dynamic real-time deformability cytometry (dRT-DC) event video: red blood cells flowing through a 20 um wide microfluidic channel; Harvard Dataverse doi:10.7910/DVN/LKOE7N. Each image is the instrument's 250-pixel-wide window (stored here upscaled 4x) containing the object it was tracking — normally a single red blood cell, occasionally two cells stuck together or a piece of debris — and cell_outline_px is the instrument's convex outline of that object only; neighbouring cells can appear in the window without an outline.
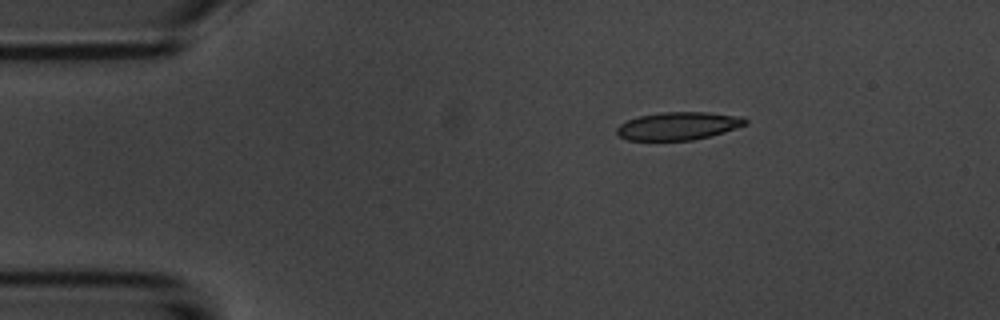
{"species": "common noctule bat (a hibernating species)", "species_latin": "Nyctalus noctula", "temperature_condition": "room temperature", "stored_images_in_passage": 46, "camera_frame_rate_fps": 3000, "um_per_image_px": 0.085, "animal": {"sex": "male", "body_mass_g": 20.1, "forearm_length_mm": 53.5}, "frame": {"image": 1, "passage_image": 1, "time_ms": 0.0, "image_size_px": [1000, 320], "cell_outline_px": [[748, 124], [724, 132], [692, 140], [628, 140], [620, 136], [616, 132], [616, 128], [620, 124], [628, 120], [640, 116], [664, 112], [708, 112], [744, 116], [748, 120]], "centroid_in_image_um": [57.7, 10.7], "position_along_channel_um": 27.3, "area_um2": 20.87}}
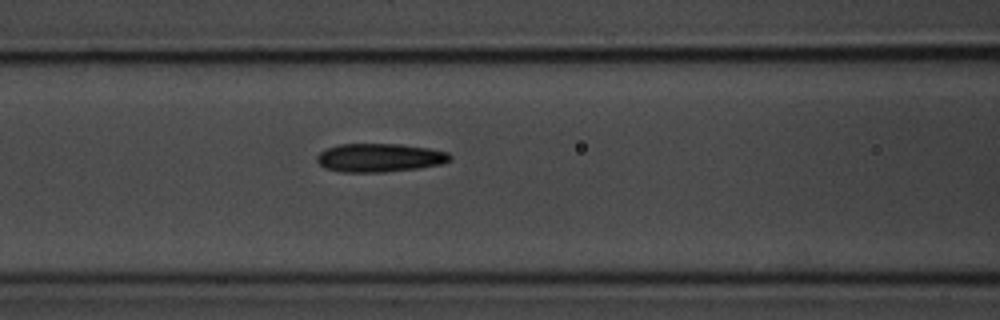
{"frame": {"image": 2, "passage_image": 14, "time_ms": 4.333, "image_size_px": [1000, 320], "cell_outline_px": [[452, 156], [448, 160], [440, 164], [416, 168], [384, 172], [340, 172], [324, 168], [316, 160], [316, 156], [320, 152], [328, 148], [340, 144], [400, 144], [428, 148], [448, 152]], "centroid_in_image_um": [32.22, 13.4], "position_along_channel_um": 134.4, "area_um2": 21.96}}
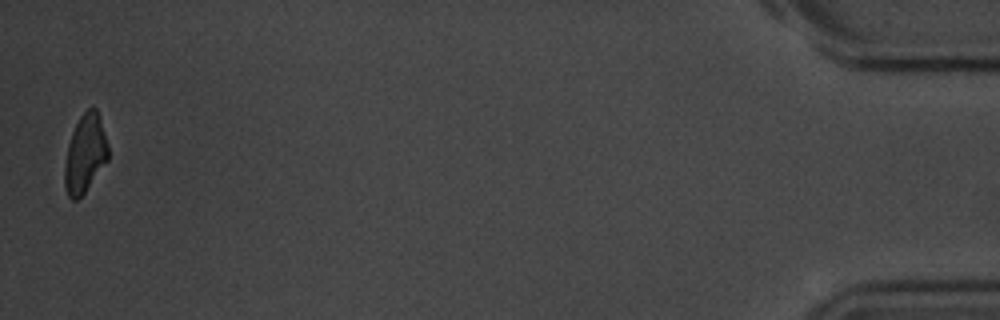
{"frame": {"image": 3, "passage_image": 45, "time_ms": 14.667, "image_size_px": [1000, 320], "cell_outline_px": [[108, 160], [84, 192], [76, 200], [72, 200], [68, 196], [64, 188], [64, 168], [68, 144], [72, 132], [80, 116], [88, 108], [96, 108], [108, 144]], "centroid_in_image_um": [7.22, 13.08], "position_along_channel_um": 428.0, "area_um2": 19.59}, "authors_computed_cell_mechanics": {"area_um2": 21.2415, "velocity_mm_per_s": 3.7432, "shape_relaxation_time_tau1_ms": 4.141, "shape_relaxation_time_tau2_ms": 2.3338, "deformation_change_tau1": 0.1451, "deformation_change_tau2": 0.0976}}